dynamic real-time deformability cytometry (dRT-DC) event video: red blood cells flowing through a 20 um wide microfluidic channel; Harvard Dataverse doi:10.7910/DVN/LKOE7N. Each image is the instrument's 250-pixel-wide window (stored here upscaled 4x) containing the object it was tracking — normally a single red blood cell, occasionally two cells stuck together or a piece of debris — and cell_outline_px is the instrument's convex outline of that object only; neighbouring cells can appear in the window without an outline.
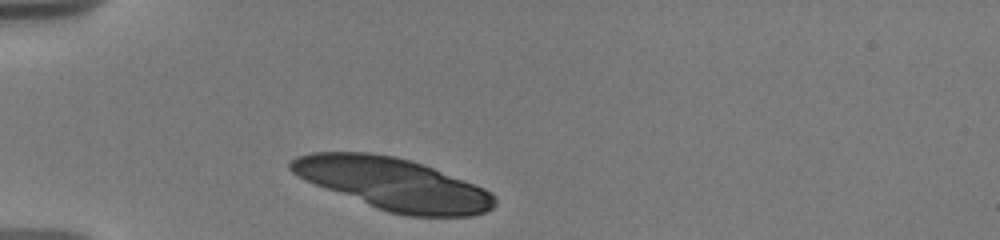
{"species": "human", "species_latin": "Homo sapiens", "temperature_condition": "warm", "stored_images_in_passage": 16, "camera_frame_rate_fps": 3000, "um_per_image_px": 0.085, "donor": {"sex": "male"}, "frame": {"image": 1, "passage_image": 1, "time_ms": 0.0, "image_size_px": [1000, 240], "cell_outline_px": [[496, 204], [492, 208], [484, 212], [472, 216], [408, 216], [388, 212], [376, 208], [304, 180], [296, 176], [288, 168], [288, 160], [296, 156], [312, 152], [368, 152], [396, 156], [412, 160], [424, 164], [484, 188], [492, 192], [496, 200]], "centroid_in_image_um": [33.39, 15.62], "position_along_channel_um": 51.6, "area_um2": 61.96}}